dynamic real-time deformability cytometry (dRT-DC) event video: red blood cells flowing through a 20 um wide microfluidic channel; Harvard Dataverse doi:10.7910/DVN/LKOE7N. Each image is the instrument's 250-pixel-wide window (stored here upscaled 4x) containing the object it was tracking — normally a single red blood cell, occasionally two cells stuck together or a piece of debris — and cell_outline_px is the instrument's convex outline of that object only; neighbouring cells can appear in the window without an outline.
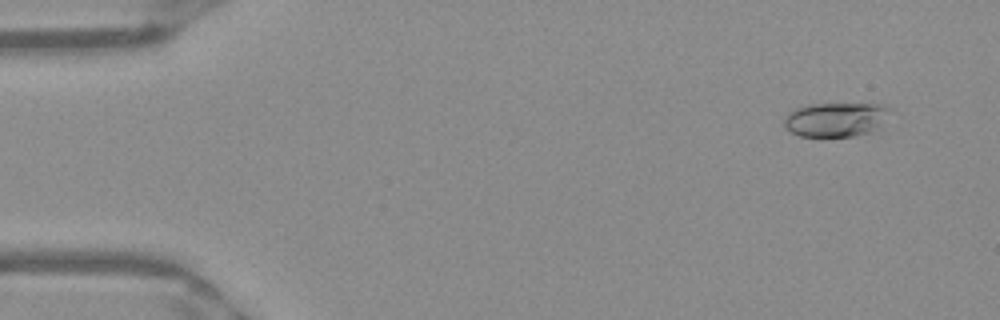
{"species": "Egyptian fruit bat (a non-hibernating species)", "species_latin": "Rousettus aegyptiacus", "temperature_condition": "warm", "stored_images_in_passage": 48, "camera_frame_rate_fps": 3000, "um_per_image_px": 0.085, "frame": {"image": 1, "passage_image": 1, "time_ms": 0.0, "image_size_px": [1000, 320], "cell_outline_px": [[892, 108], [876, 128], [872, 132], [852, 136], [800, 136], [784, 128], [784, 116], [792, 108], [808, 104], [884, 104]], "centroid_in_image_um": [70.97, 10.14], "position_along_channel_um": 14.0, "area_um2": 21.15}}
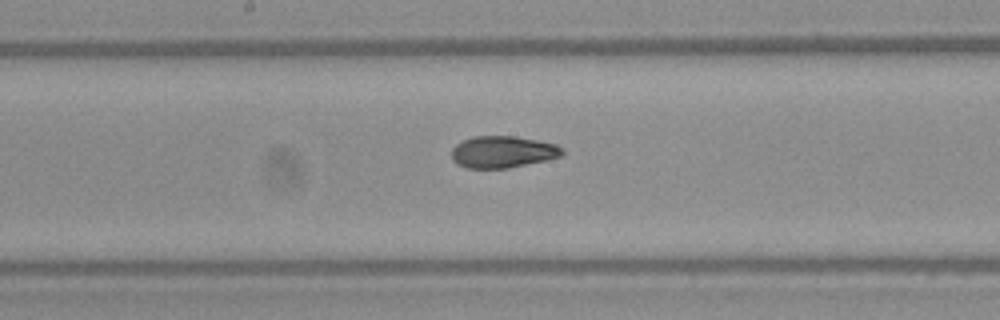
{"frame": {"image": 2, "passage_image": 24, "time_ms": 7.667, "image_size_px": [1000, 320], "cell_outline_px": [[564, 152], [560, 156], [548, 160], [508, 168], [464, 168], [456, 164], [452, 160], [452, 148], [456, 144], [472, 136], [516, 136], [556, 144], [564, 148]], "centroid_in_image_um": [42.72, 12.91], "position_along_channel_um": 205.5, "area_um2": 20.69}}
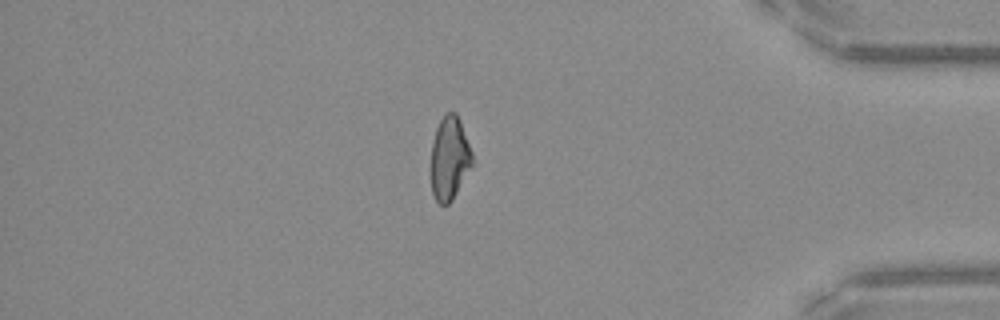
{"frame": {"image": 3, "passage_image": 41, "time_ms": 13.333, "image_size_px": [1000, 320], "cell_outline_px": [[472, 164], [452, 200], [448, 204], [440, 204], [436, 200], [432, 192], [432, 140], [436, 128], [444, 112], [456, 112], [460, 120], [472, 152]], "centroid_in_image_um": [38.2, 13.41], "position_along_channel_um": 397.0, "area_um2": 19.77}, "authors_computed_cell_mechanics": {"area_um2": 20.8369, "velocity_mm_per_s": 3.9682, "shape_relaxation_time_tau1_ms": 7.7875, "shape_relaxation_time_tau2_ms": 1.7734, "deformation_change_tau1": 0.204, "deformation_change_tau2": 0.0712}}